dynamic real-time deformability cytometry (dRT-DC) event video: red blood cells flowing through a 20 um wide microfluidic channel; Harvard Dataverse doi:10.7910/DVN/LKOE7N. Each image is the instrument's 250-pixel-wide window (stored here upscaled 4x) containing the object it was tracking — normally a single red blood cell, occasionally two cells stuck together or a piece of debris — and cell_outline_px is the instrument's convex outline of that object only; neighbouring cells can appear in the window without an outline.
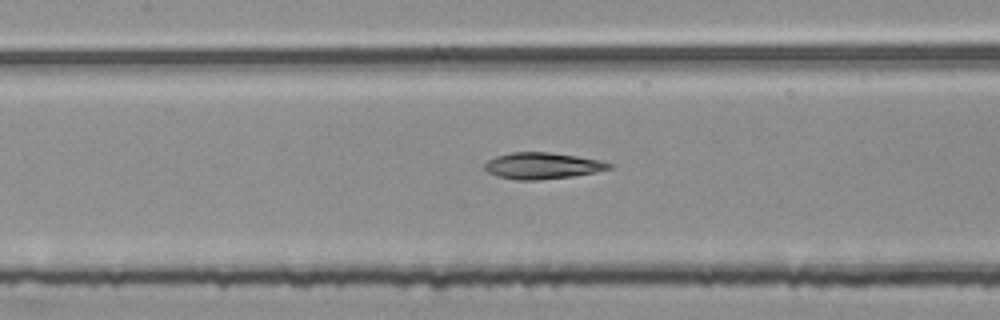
{"species": "common noctule bat (a hibernating species)", "species_latin": "Nyctalus noctula", "temperature_condition": "room temperature", "stored_images_in_passage": 53, "segment_of_instrument_passage": [2, 2], "camera_frame_rate_fps": 3000, "um_per_image_px": 0.085, "animal": {"sex": "female", "body_mass_g": 25.1}, "frame": {"image": 1, "passage_image": 24, "time_ms": 7.667, "image_size_px": [1000, 320], "cell_outline_px": [[616, 164], [612, 168], [596, 172], [572, 176], [536, 180], [516, 180], [500, 176], [488, 172], [484, 168], [484, 164], [488, 160], [496, 156], [512, 152], [548, 152], [576, 156], [600, 160]], "centroid_in_image_um": [46.14, 14.08], "position_along_channel_um": 161.3, "area_um2": 19.07}}
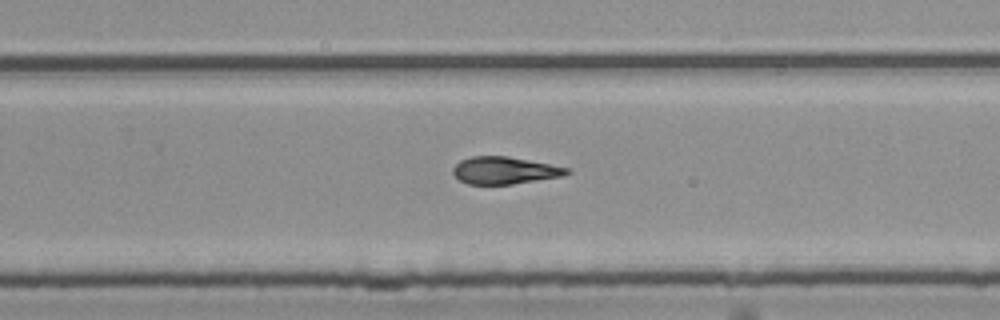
{"frame": {"image": 2, "passage_image": 34, "time_ms": 11.0, "image_size_px": [1000, 320], "cell_outline_px": [[572, 172], [564, 176], [512, 184], [468, 184], [460, 180], [452, 172], [452, 168], [460, 160], [472, 156], [508, 156], [568, 168]], "centroid_in_image_um": [42.88, 14.48], "position_along_channel_um": 286.9, "area_um2": 17.98}}
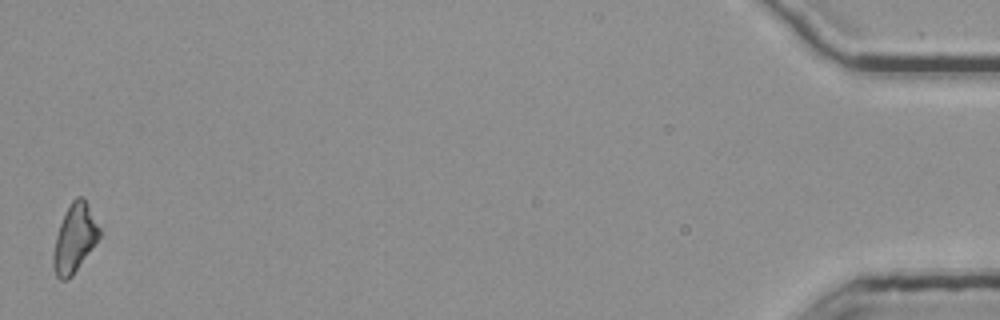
{"frame": {"image": 3, "passage_image": 53, "time_ms": 17.333, "image_size_px": [1000, 320], "cell_outline_px": [[100, 236], [72, 276], [68, 280], [60, 280], [56, 276], [52, 268], [52, 256], [56, 236], [60, 224], [72, 200], [76, 196], [84, 196], [100, 228]], "centroid_in_image_um": [6.32, 20.27], "position_along_channel_um": 428.9, "area_um2": 18.21}}